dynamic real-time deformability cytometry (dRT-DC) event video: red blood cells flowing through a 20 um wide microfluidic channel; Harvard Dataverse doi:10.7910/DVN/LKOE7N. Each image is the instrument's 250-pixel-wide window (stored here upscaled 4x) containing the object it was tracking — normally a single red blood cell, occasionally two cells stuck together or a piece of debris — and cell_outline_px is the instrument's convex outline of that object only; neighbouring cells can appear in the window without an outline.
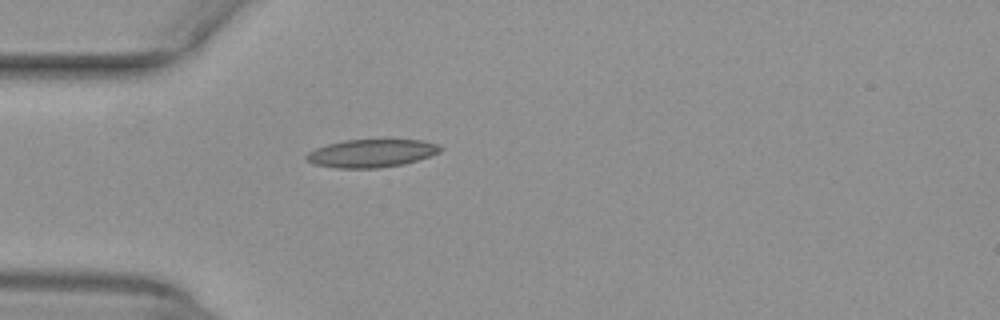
{"species": "common noctule bat (a hibernating species)", "species_latin": "Nyctalus noctula", "temperature_condition": "warm", "stored_images_in_passage": 29, "camera_frame_rate_fps": 3000, "um_per_image_px": 0.085, "animal": {"sex": "female", "body_mass_g": 29.2, "forearm_length_mm": 56.3}, "frame": {"image": 1, "passage_image": 1, "time_ms": 0.0, "image_size_px": [1000, 320], "cell_outline_px": [[444, 148], [440, 152], [404, 164], [376, 168], [336, 168], [316, 164], [308, 160], [304, 156], [308, 152], [316, 148], [328, 144], [344, 140], [384, 136], [420, 140], [440, 144]], "centroid_in_image_um": [31.64, 12.96], "position_along_channel_um": 53.4, "area_um2": 22.77}}
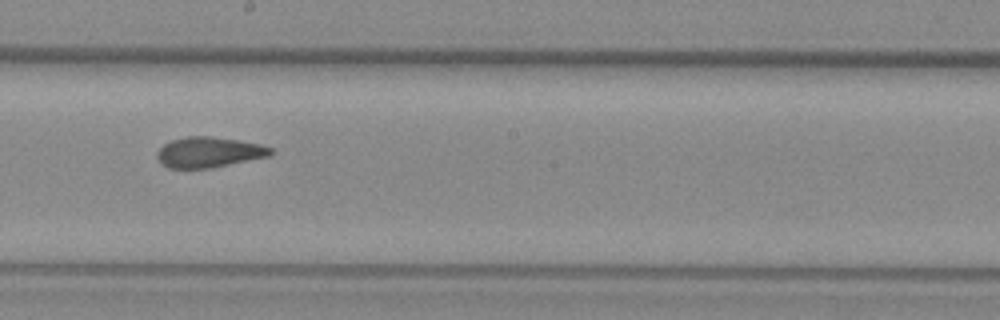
{"frame": {"image": 2, "passage_image": 15, "time_ms": 4.667, "image_size_px": [1000, 320], "cell_outline_px": [[276, 152], [272, 156], [208, 168], [168, 168], [156, 156], [156, 152], [164, 144], [172, 140], [188, 136], [212, 136], [260, 144], [272, 148]], "centroid_in_image_um": [17.8, 12.93], "position_along_channel_um": 230.4, "area_um2": 20.11}}
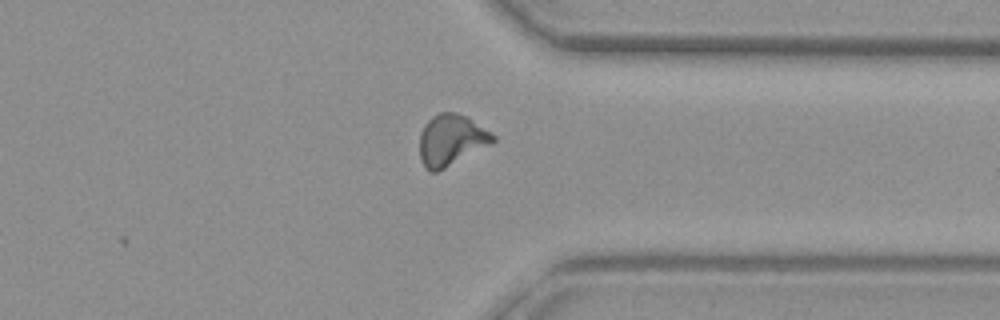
{"frame": {"image": 3, "passage_image": 26, "time_ms": 8.333, "image_size_px": [1000, 320], "cell_outline_px": [[496, 140], [492, 144], [436, 172], [432, 172], [420, 160], [420, 132], [424, 124], [432, 116], [440, 112], [456, 112], [468, 116], [492, 132], [496, 136]], "centroid_in_image_um": [38.38, 11.86], "position_along_channel_um": 373.0, "area_um2": 21.96}, "authors_computed_cell_mechanics": {"area_um2": 20.5768, "velocity_mm_per_s": 3.969, "shape_relaxation_time_tau1_ms": null, "shape_relaxation_time_tau2_ms": 1.9441, "deformation_change_tau1": null, "deformation_change_tau2": 0.0839}}